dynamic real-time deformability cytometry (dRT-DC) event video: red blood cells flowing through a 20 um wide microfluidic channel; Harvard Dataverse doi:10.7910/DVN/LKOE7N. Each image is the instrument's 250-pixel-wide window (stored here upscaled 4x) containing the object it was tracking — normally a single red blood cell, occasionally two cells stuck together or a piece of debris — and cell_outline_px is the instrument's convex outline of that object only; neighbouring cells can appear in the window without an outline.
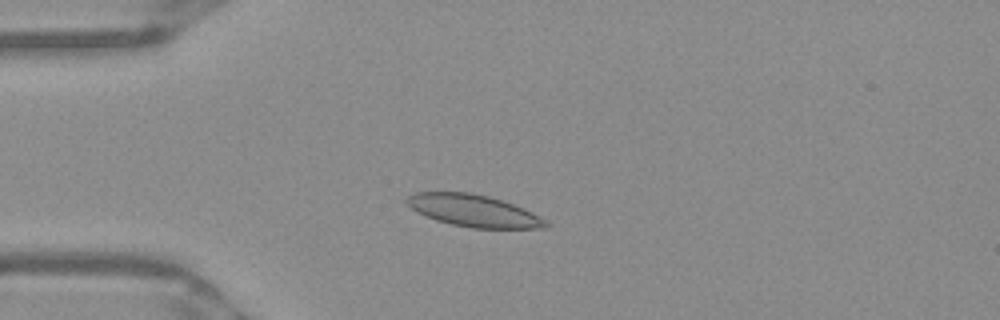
{"species": "Egyptian fruit bat (a non-hibernating species)", "species_latin": "Rousettus aegyptiacus", "temperature_condition": "warm", "stored_images_in_passage": 43, "camera_frame_rate_fps": 3000, "um_per_image_px": 0.085, "frame": {"image": 1, "passage_image": 5, "time_ms": 1.333, "image_size_px": [1000, 320], "cell_outline_px": [[552, 224], [548, 228], [472, 228], [452, 224], [436, 220], [412, 208], [404, 200], [408, 196], [416, 192], [468, 192], [488, 196], [524, 208], [548, 220]], "centroid_in_image_um": [40.33, 17.92], "position_along_channel_um": 44.7, "area_um2": 25.78}}
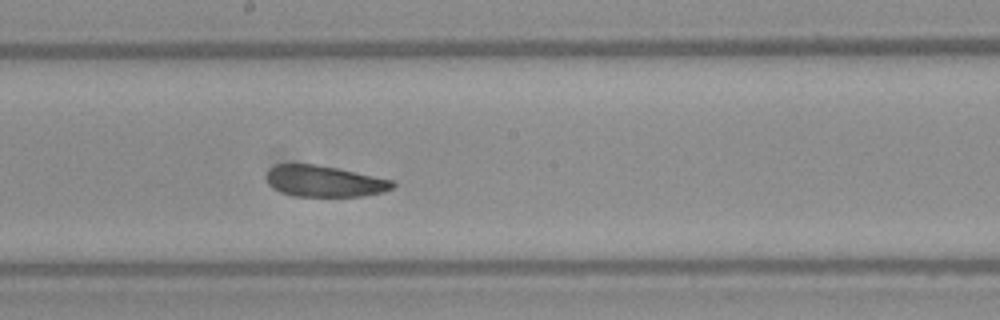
{"frame": {"image": 2, "passage_image": 20, "time_ms": 6.333, "image_size_px": [1000, 320], "cell_outline_px": [[396, 184], [392, 188], [384, 192], [364, 196], [296, 196], [280, 192], [268, 184], [268, 172], [276, 164], [316, 164], [336, 168], [392, 180]], "centroid_in_image_um": [27.59, 15.41], "position_along_channel_um": 220.6, "area_um2": 22.66}}
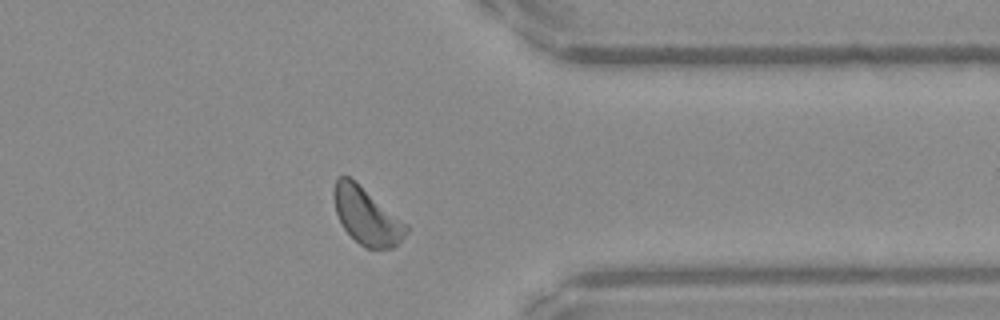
{"frame": {"image": 3, "passage_image": 33, "time_ms": 10.667, "image_size_px": [1000, 320], "cell_outline_px": [[408, 232], [392, 248], [364, 248], [344, 228], [336, 212], [332, 196], [332, 192], [336, 180], [340, 176], [348, 176], [408, 224]], "centroid_in_image_um": [31.15, 18.37], "position_along_channel_um": 380.2, "area_um2": 23.52}, "authors_computed_cell_mechanics": {"area_um2": 23.8136, "velocity_mm_per_s": 3.8889, "shape_relaxation_time_tau1_ms": null, "shape_relaxation_time_tau2_ms": 3.3531, "deformation_change_tau1": null, "deformation_change_tau2": 0.081}}